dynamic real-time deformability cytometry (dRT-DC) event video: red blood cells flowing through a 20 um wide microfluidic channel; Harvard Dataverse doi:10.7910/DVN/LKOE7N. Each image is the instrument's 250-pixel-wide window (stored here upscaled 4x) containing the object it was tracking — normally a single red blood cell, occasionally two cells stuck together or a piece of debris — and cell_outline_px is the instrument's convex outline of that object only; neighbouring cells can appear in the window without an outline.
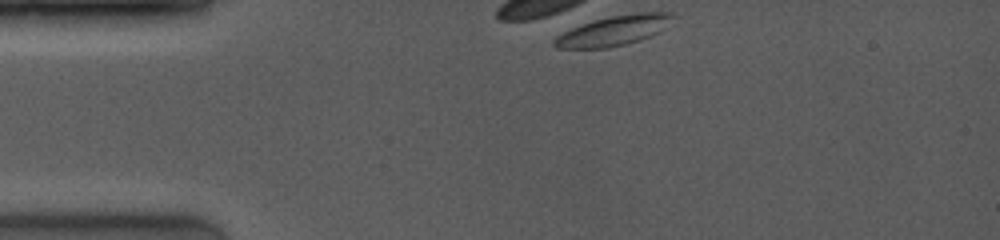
{"species": "common noctule bat (a hibernating species)", "species_latin": "Nyctalus noctula", "temperature_condition": "room temperature", "stored_images_in_passage": 1, "camera_frame_rate_fps": 4000, "um_per_image_px": 0.085, "animal": {"sex": "female", "body_mass_g": 19.0, "forearm_length_mm": 53.3}, "frame": {"image": 1, "passage_image": 1, "time_ms": 0.0, "image_size_px": [1000, 240], "cell_outline_px": [[676, 16], [656, 32], [640, 40], [608, 48], [556, 48], [552, 44], [552, 40], [556, 36], [572, 28], [596, 20], [612, 16], [636, 12], [672, 12]], "centroid_in_image_um": [52.13, 2.6], "position_along_channel_um": 32.9, "area_um2": 20.17}}